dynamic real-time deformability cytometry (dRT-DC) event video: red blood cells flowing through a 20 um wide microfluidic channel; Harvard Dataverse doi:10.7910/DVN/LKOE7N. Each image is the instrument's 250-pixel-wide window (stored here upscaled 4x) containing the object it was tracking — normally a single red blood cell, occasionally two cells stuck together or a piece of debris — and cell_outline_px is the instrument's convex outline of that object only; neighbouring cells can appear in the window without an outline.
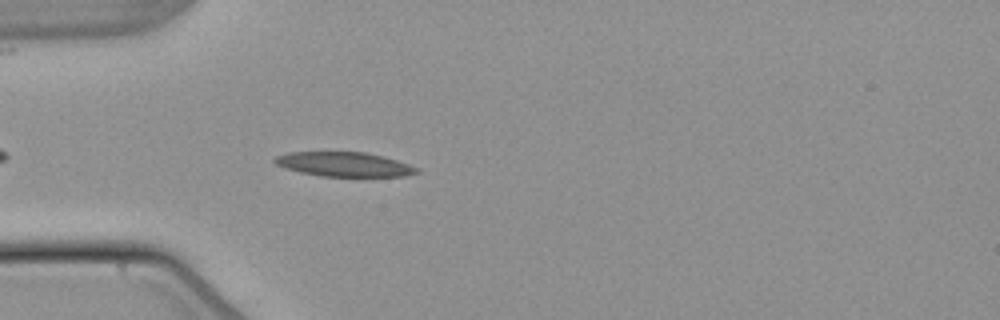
{"species": "common noctule bat (a hibernating species)", "species_latin": "Nyctalus noctula", "temperature_condition": "warm", "stored_images_in_passage": 36, "camera_frame_rate_fps": 3000, "um_per_image_px": 0.085, "animal": {"sex": "male", "body_mass_g": 21.5, "forearm_length_mm": 52.0}, "frame": {"image": 1, "passage_image": 5, "time_ms": 1.333, "image_size_px": [1000, 320], "cell_outline_px": [[420, 172], [404, 176], [320, 176], [300, 172], [284, 168], [276, 164], [272, 160], [276, 156], [288, 152], [364, 152], [396, 160], [408, 164], [416, 168]], "centroid_in_image_um": [29.19, 13.96], "position_along_channel_um": 55.8, "area_um2": 20.0}}
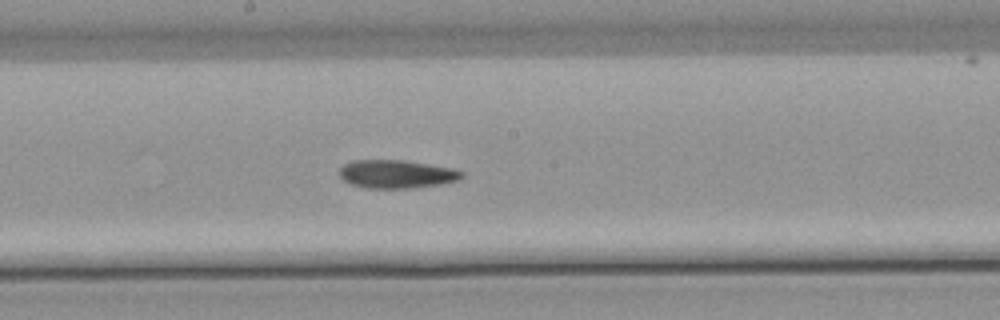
{"frame": {"image": 2, "passage_image": 18, "time_ms": 5.667, "image_size_px": [1000, 320], "cell_outline_px": [[464, 176], [460, 180], [440, 184], [408, 188], [368, 188], [352, 184], [344, 180], [340, 176], [340, 168], [344, 164], [356, 160], [404, 160], [452, 168], [464, 172]], "centroid_in_image_um": [33.74, 14.79], "position_along_channel_um": 214.5, "area_um2": 20.0}}
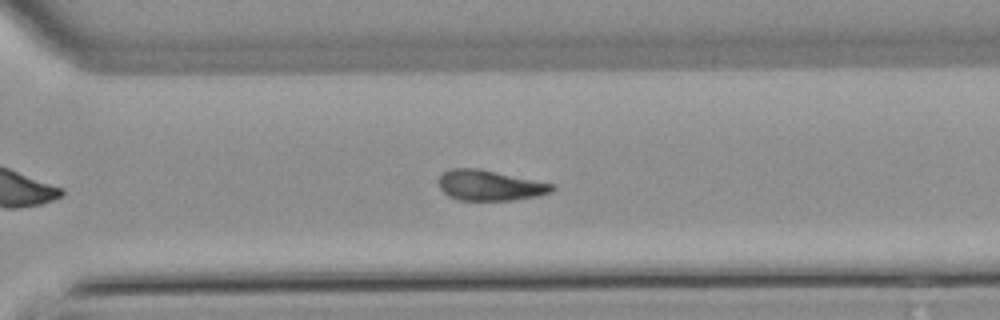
{"frame": {"image": 3, "passage_image": 27, "time_ms": 8.667, "image_size_px": [1000, 320], "cell_outline_px": [[556, 188], [548, 192], [536, 196], [512, 200], [460, 200], [448, 196], [440, 188], [436, 180], [444, 172], [452, 168], [480, 168], [556, 184]], "centroid_in_image_um": [41.62, 15.74], "position_along_channel_um": 329.0, "area_um2": 20.23}, "authors_computed_cell_mechanics": {"area_um2": 20.0855, "velocity_mm_per_s": 3.8168, "shape_relaxation_time_tau1_ms": null, "shape_relaxation_time_tau2_ms": 8.0737, "deformation_change_tau1": null, "deformation_change_tau2": 0.1646}}